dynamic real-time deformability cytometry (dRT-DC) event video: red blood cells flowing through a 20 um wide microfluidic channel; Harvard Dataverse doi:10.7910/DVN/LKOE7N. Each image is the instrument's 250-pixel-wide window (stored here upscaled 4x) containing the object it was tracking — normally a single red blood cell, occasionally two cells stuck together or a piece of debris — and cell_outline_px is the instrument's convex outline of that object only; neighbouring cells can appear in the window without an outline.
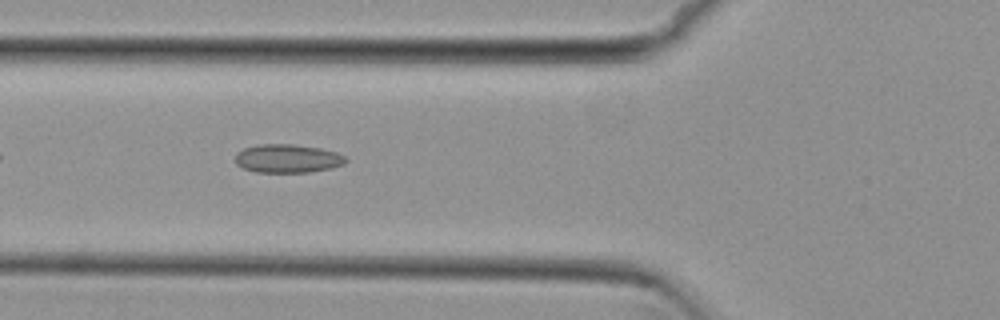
{"species": "common noctule bat (a hibernating species)", "species_latin": "Nyctalus noctula", "temperature_condition": "cold", "stored_images_in_passage": 40, "camera_frame_rate_fps": 3000, "um_per_image_px": 0.085, "animal": {"sex": "female", "body_mass_g": 29.2, "forearm_length_mm": 56.3}, "frame": {"image": 1, "passage_image": 6, "time_ms": 1.667, "image_size_px": [1000, 320], "cell_outline_px": [[348, 160], [344, 164], [332, 168], [308, 172], [256, 172], [244, 168], [236, 164], [236, 152], [244, 148], [260, 144], [292, 144], [320, 148], [336, 152], [344, 156]], "centroid_in_image_um": [24.45, 13.47], "position_along_channel_um": 101.4, "area_um2": 18.32}}
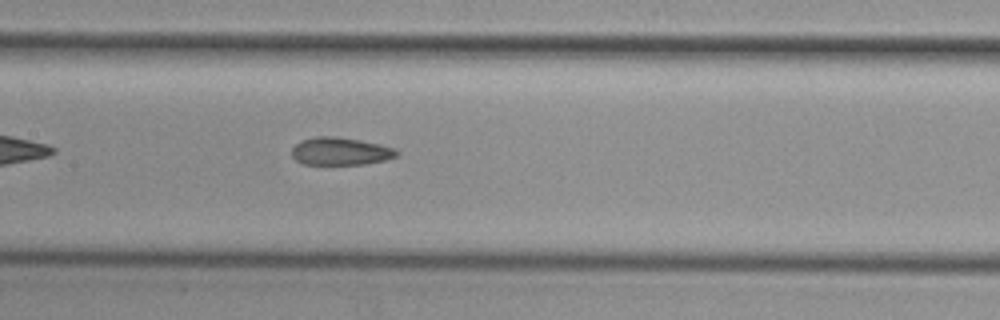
{"frame": {"image": 2, "passage_image": 12, "time_ms": 3.667, "image_size_px": [1000, 320], "cell_outline_px": [[400, 156], [384, 160], [364, 164], [304, 164], [296, 160], [292, 156], [292, 148], [300, 140], [316, 136], [336, 136], [360, 140], [380, 144], [396, 148], [400, 152]], "centroid_in_image_um": [28.97, 12.85], "position_along_channel_um": 178.4, "area_um2": 17.11}}
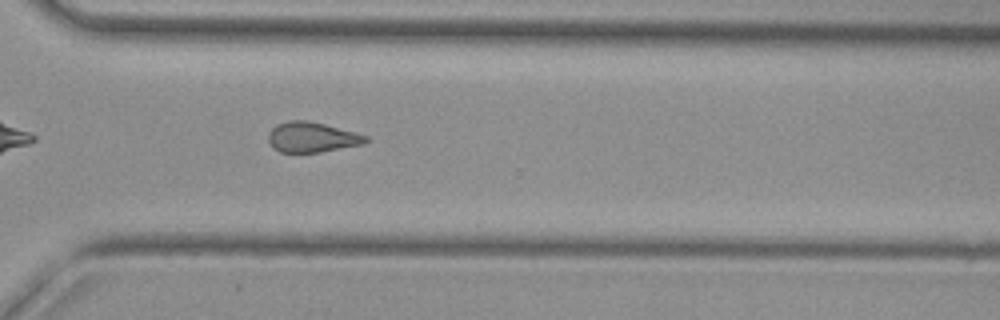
{"frame": {"image": 3, "passage_image": 25, "time_ms": 8.0, "image_size_px": [1000, 320], "cell_outline_px": [[368, 140], [364, 144], [320, 152], [280, 152], [268, 140], [268, 132], [276, 124], [288, 120], [308, 120], [356, 132], [368, 136]], "centroid_in_image_um": [26.53, 11.65], "position_along_channel_um": 344.1, "area_um2": 17.11}, "authors_computed_cell_mechanics": {"area_um2": 17.3111, "velocity_mm_per_s": 3.8274, "shape_relaxation_time_tau1_ms": null, "shape_relaxation_time_tau2_ms": 2.2869, "deformation_change_tau1": null, "deformation_change_tau2": 0.0997}}